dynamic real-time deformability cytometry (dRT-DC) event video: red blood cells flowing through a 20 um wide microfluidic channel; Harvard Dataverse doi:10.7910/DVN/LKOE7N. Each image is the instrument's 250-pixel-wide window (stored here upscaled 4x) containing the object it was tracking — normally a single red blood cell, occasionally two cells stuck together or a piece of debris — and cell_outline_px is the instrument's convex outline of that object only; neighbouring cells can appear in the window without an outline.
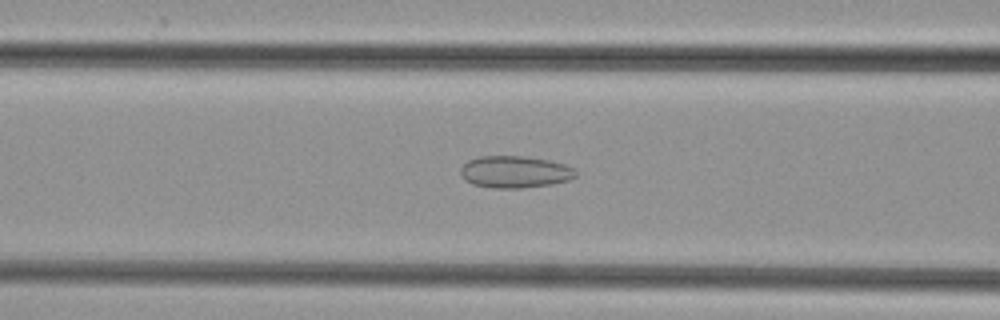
{"species": "common noctule bat (a hibernating species)", "species_latin": "Nyctalus noctula", "temperature_condition": "cold", "stored_images_in_passage": 25, "camera_frame_rate_fps": 3000, "um_per_image_px": 0.085, "animal": {"sex": "female", "body_mass_g": 29.2, "forearm_length_mm": 56.3}, "frame": {"image": 1, "passage_image": 18, "time_ms": 5.667, "image_size_px": [1000, 320], "cell_outline_px": [[576, 176], [568, 180], [552, 184], [520, 188], [492, 188], [472, 184], [464, 180], [460, 176], [460, 168], [468, 160], [480, 156], [524, 156], [548, 160], [564, 164], [572, 168], [576, 172]], "centroid_in_image_um": [43.71, 14.61], "position_along_channel_um": 122.9, "area_um2": 21.5}}
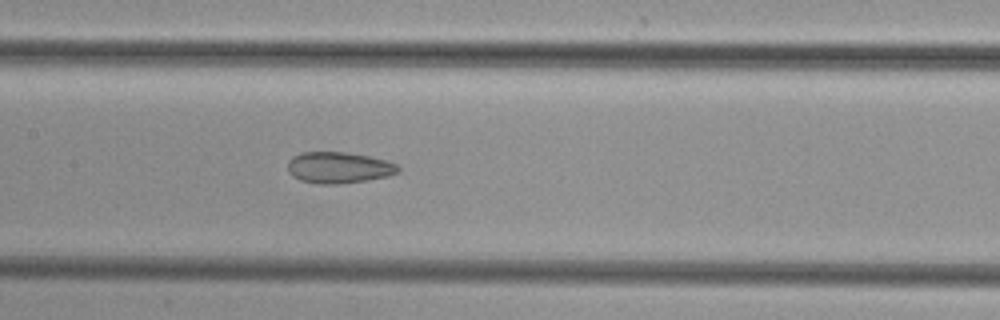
{"frame": {"image": 2, "passage_image": 22, "time_ms": 7.0, "image_size_px": [1000, 320], "cell_outline_px": [[400, 172], [388, 176], [368, 180], [340, 184], [320, 184], [300, 180], [292, 176], [288, 172], [288, 160], [292, 156], [300, 152], [344, 152], [368, 156], [388, 160], [396, 164], [400, 168]], "centroid_in_image_um": [28.79, 14.25], "position_along_channel_um": 178.6, "area_um2": 20.35}}